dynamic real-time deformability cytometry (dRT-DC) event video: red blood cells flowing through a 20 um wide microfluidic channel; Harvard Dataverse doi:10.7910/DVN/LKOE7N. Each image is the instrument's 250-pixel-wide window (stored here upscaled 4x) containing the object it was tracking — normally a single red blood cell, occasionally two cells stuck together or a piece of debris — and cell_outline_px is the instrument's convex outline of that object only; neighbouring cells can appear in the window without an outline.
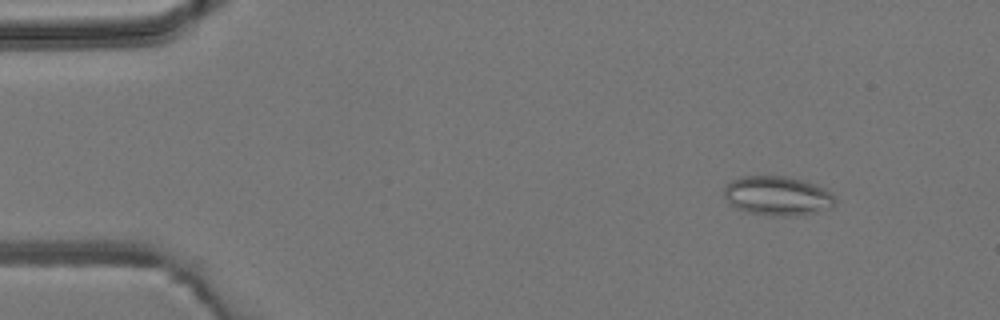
{"species": "common noctule bat (a hibernating species)", "species_latin": "Nyctalus noctula", "temperature_condition": "room temperature", "stored_images_in_passage": 5, "camera_frame_rate_fps": 3000, "um_per_image_px": 0.085, "animal": {"sex": "male", "body_mass_g": 19.2, "forearm_length_mm": 51.8}, "frame": {"image": 1, "passage_image": 2, "time_ms": 1.333, "image_size_px": [1000, 320], "cell_outline_px": [[836, 204], [832, 208], [816, 212], [796, 216], [772, 216], [744, 212], [728, 204], [724, 196], [724, 184], [740, 176], [788, 176], [804, 180], [816, 184], [824, 188], [836, 200]], "centroid_in_image_um": [66.05, 16.65], "position_along_channel_um": 19.0, "area_um2": 25.95}}